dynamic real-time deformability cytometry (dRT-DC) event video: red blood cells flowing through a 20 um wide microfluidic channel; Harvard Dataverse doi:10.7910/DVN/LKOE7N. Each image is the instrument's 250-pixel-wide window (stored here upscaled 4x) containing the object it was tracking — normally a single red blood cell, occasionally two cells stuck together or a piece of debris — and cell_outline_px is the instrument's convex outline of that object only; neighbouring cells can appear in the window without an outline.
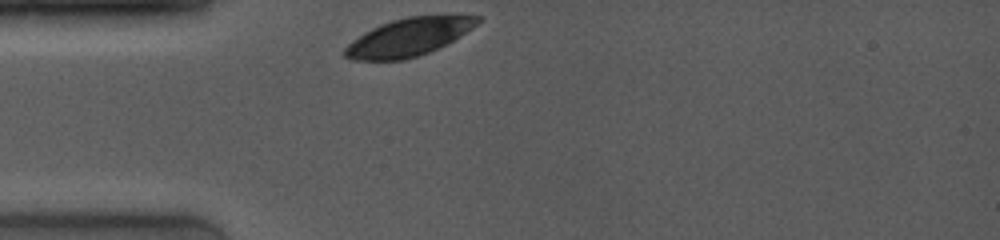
{"species": "common noctule bat (a hibernating species)", "species_latin": "Nyctalus noctula", "temperature_condition": "room temperature", "stored_images_in_passage": 13, "camera_frame_rate_fps": 4000, "um_per_image_px": 0.085, "animal": {"sex": "female", "body_mass_g": 19.0, "forearm_length_mm": 53.3}, "frame": {"image": 1, "passage_image": 1, "time_ms": 0.0, "image_size_px": [1000, 240], "cell_outline_px": [[480, 20], [472, 28], [460, 36], [428, 52], [404, 60], [352, 60], [344, 56], [344, 48], [352, 40], [364, 32], [380, 24], [392, 20], [408, 16], [480, 16]], "centroid_in_image_um": [34.67, 3.16], "position_along_channel_um": 50.3, "area_um2": 28.73}}
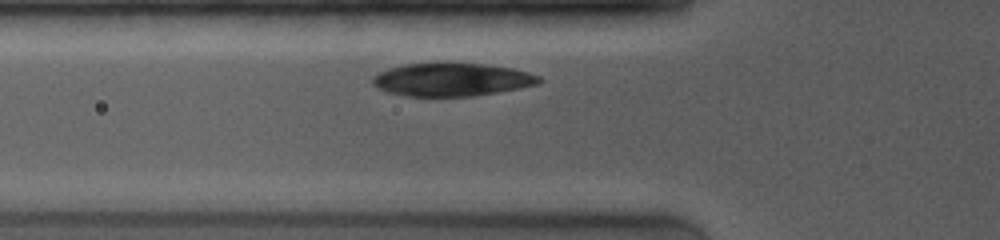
{"frame": {"image": 2, "passage_image": 5, "time_ms": 1.25, "image_size_px": [1000, 240], "cell_outline_px": [[544, 80], [540, 84], [520, 88], [472, 96], [404, 96], [388, 92], [372, 84], [372, 76], [388, 68], [404, 64], [436, 60], [448, 60], [484, 64], [512, 68], [528, 72], [540, 76]], "centroid_in_image_um": [38.4, 6.71], "position_along_channel_um": 87.4, "area_um2": 33.18}}
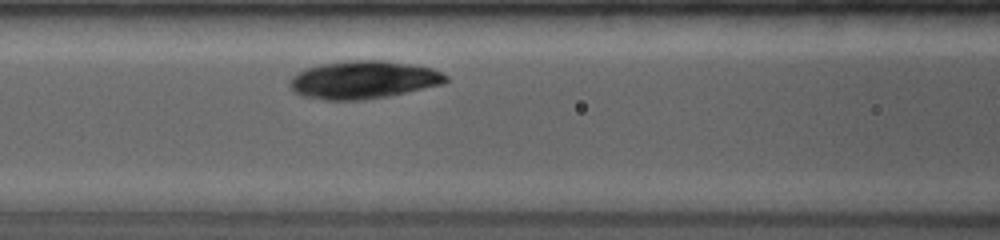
{"frame": {"image": 3, "passage_image": 8, "time_ms": 2.5, "image_size_px": [1000, 240], "cell_outline_px": [[448, 80], [444, 84], [388, 96], [360, 100], [324, 100], [300, 96], [292, 92], [288, 84], [292, 76], [296, 72], [304, 68], [320, 64], [344, 60], [384, 60], [432, 68], [444, 72], [448, 76]], "centroid_in_image_um": [30.84, 6.78], "position_along_channel_um": 135.8, "area_um2": 34.97}}